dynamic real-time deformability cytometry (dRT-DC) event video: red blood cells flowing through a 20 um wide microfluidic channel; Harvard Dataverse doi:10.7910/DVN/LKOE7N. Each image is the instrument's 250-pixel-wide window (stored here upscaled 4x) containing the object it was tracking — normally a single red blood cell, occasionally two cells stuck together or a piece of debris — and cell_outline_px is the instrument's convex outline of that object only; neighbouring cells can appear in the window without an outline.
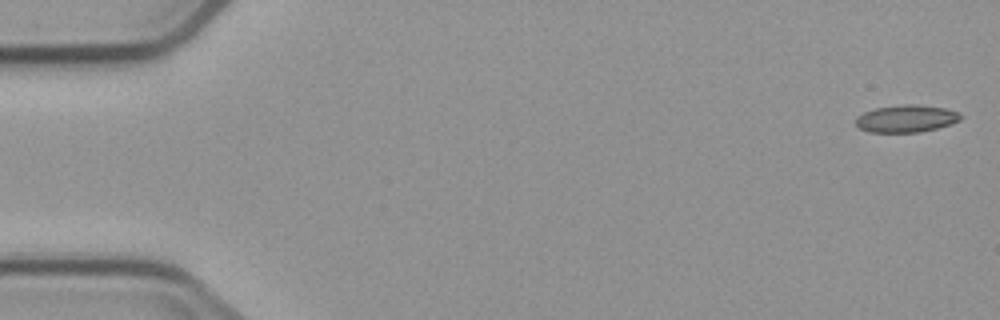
{"species": "common noctule bat (a hibernating species)", "species_latin": "Nyctalus noctula", "temperature_condition": "cold", "stored_images_in_passage": 5, "camera_frame_rate_fps": 3000, "um_per_image_px": 0.085, "animal": {"sex": "male", "body_mass_g": 23.1, "forearm_length_mm": 52.7}, "frame": {"image": 1, "passage_image": 1, "time_ms": 0.0, "image_size_px": [1000, 320], "cell_outline_px": [[964, 116], [960, 120], [952, 124], [920, 132], [868, 132], [860, 128], [856, 124], [856, 116], [864, 112], [876, 108], [904, 104], [916, 104], [944, 108], [960, 112]], "centroid_in_image_um": [77.06, 10.08], "position_along_channel_um": 7.9, "area_um2": 16.76}}